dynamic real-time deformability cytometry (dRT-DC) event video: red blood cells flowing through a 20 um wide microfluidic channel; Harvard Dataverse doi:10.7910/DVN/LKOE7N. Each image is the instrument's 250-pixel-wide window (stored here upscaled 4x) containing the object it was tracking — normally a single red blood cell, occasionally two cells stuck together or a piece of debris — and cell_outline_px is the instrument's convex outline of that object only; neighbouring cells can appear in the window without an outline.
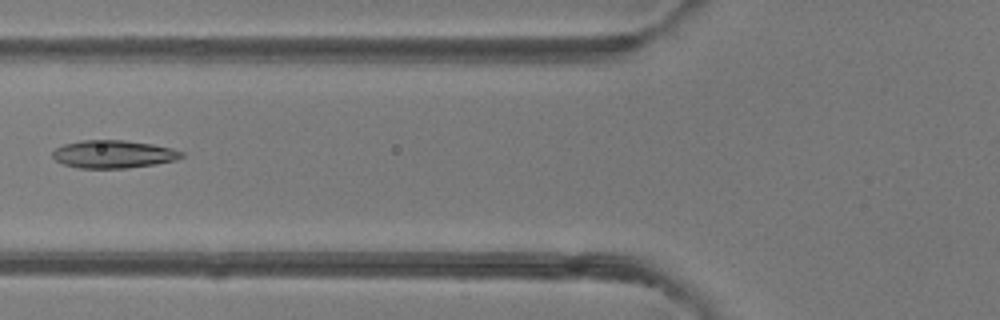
{"species": "common noctule bat (a hibernating species)", "species_latin": "Nyctalus noctula", "temperature_condition": "room temperature", "stored_images_in_passage": 6, "camera_frame_rate_fps": 3000, "um_per_image_px": 0.085, "animal": {"sex": "female"}, "frame": {"image": 1, "passage_image": 6, "time_ms": 5.667, "image_size_px": [1000, 320], "cell_outline_px": [[184, 156], [176, 160], [156, 164], [128, 168], [80, 168], [64, 164], [56, 160], [52, 156], [52, 152], [56, 148], [64, 144], [80, 140], [124, 140], [152, 144], [172, 148], [184, 152]], "centroid_in_image_um": [9.66, 13.1], "position_along_channel_um": 116.1, "area_um2": 20.98}}